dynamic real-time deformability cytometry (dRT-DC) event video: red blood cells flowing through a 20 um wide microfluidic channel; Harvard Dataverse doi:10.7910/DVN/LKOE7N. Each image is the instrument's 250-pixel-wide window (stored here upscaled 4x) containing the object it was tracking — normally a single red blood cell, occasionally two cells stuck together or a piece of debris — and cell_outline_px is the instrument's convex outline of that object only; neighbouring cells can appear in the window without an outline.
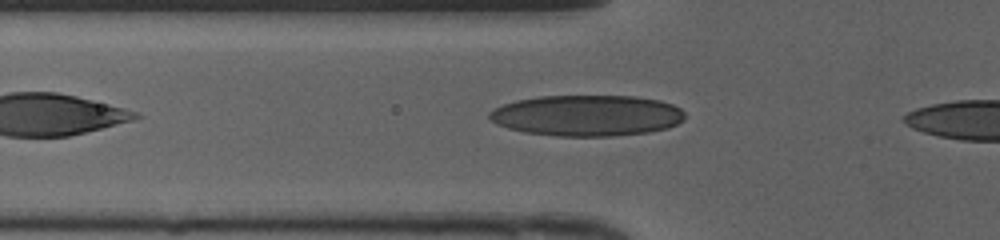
{"species": "human", "species_latin": "Homo sapiens", "temperature_condition": "cold", "stored_images_in_passage": 8, "camera_frame_rate_fps": 3000, "um_per_image_px": 0.085, "donor": {"sex": "female"}, "frame": {"image": 1, "passage_image": 6, "time_ms": 1.667, "image_size_px": [1000, 240], "cell_outline_px": [[684, 120], [668, 128], [648, 132], [612, 136], [556, 136], [524, 132], [508, 128], [496, 124], [488, 116], [488, 112], [504, 104], [516, 100], [540, 96], [636, 96], [660, 100], [672, 104], [680, 108], [684, 112]], "centroid_in_image_um": [49.9, 9.82], "position_along_channel_um": 75.9, "area_um2": 46.82}}